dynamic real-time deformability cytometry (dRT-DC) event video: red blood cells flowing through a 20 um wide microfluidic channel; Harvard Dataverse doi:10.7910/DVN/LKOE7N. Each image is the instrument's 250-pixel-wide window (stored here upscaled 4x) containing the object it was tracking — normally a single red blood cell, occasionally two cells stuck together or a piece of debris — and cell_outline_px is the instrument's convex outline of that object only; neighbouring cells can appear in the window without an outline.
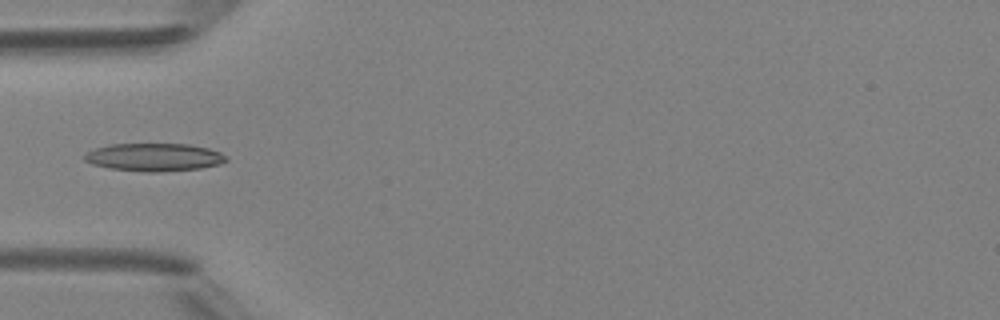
{"species": "Egyptian fruit bat (a non-hibernating species)", "species_latin": "Rousettus aegyptiacus", "temperature_condition": "room temperature", "stored_images_in_passage": 4, "camera_frame_rate_fps": 3000, "um_per_image_px": 0.085, "animal": {"sex": "female"}, "frame": {"image": 1, "passage_image": 3, "time_ms": 2.333, "image_size_px": [1000, 320], "cell_outline_px": [[228, 160], [220, 164], [200, 168], [160, 172], [144, 172], [108, 168], [92, 164], [84, 160], [84, 152], [108, 144], [188, 144], [208, 148], [220, 152], [228, 156]], "centroid_in_image_um": [13.09, 13.36], "position_along_channel_um": 71.9, "area_um2": 23.24}}
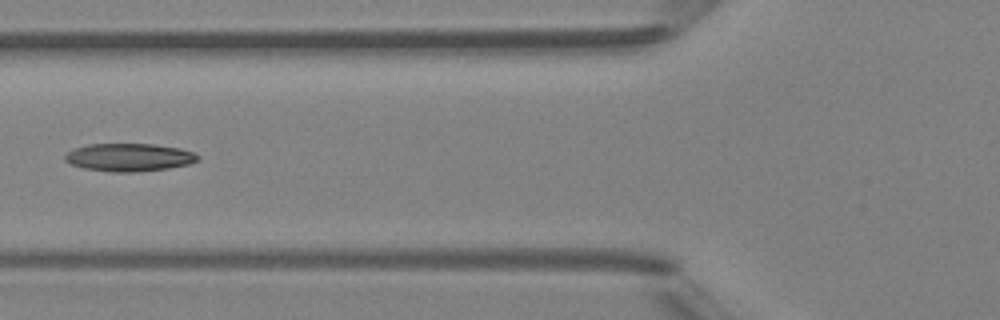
{"frame": {"image": 2, "passage_image": 4, "time_ms": 3.333, "image_size_px": [1000, 320], "cell_outline_px": [[200, 160], [188, 164], [168, 168], [136, 172], [112, 172], [84, 168], [72, 164], [64, 160], [64, 156], [72, 148], [88, 144], [152, 144], [180, 148], [196, 152], [200, 156]], "centroid_in_image_um": [11.0, 13.37], "position_along_channel_um": 114.8, "area_um2": 21.73}}